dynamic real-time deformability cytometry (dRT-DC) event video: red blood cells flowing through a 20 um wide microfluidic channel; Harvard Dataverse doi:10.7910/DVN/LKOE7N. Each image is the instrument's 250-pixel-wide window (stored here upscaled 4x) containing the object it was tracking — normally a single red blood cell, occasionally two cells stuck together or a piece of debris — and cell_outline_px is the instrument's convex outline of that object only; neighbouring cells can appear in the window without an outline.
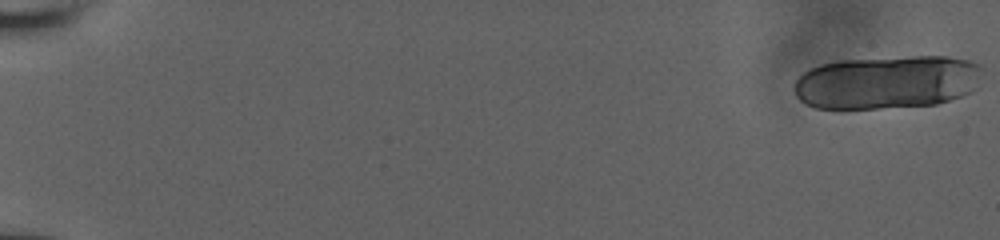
{"species": "human", "species_latin": "Homo sapiens", "temperature_condition": "room temperature", "stored_images_in_passage": 26, "camera_frame_rate_fps": 3000, "um_per_image_px": 0.085, "donor": {"sex": "male"}, "frame": {"image": 1, "passage_image": 1, "time_ms": 0.0, "image_size_px": [1000, 240], "cell_outline_px": [[984, 68], [972, 88], [968, 92], [960, 96], [936, 104], [880, 108], [816, 108], [800, 100], [796, 96], [792, 88], [796, 80], [804, 72], [820, 64], [840, 60], [912, 56], [948, 56], [968, 60], [980, 64]], "centroid_in_image_um": [75.37, 6.97], "position_along_channel_um": 9.6, "area_um2": 58.44}}